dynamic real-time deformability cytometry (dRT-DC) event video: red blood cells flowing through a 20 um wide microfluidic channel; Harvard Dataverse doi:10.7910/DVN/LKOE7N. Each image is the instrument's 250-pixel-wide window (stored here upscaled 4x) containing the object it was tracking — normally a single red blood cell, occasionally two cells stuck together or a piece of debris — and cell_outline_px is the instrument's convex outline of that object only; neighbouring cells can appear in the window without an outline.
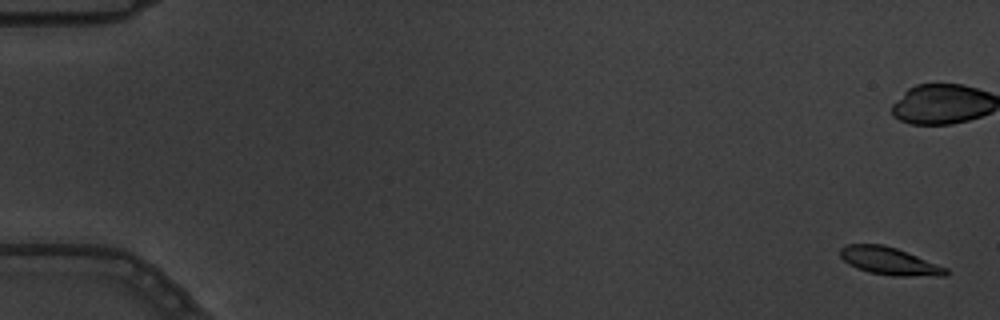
{"species": "common noctule bat (a hibernating species)", "species_latin": "Nyctalus noctula", "temperature_condition": "warm", "stored_images_in_passage": 6, "camera_frame_rate_fps": 3000, "um_per_image_px": 0.085, "animal": {"sex": "male", "body_mass_g": 19.5, "forearm_length_mm": 54.6}, "frame": {"image": 1, "passage_image": 1, "time_ms": 0.0, "image_size_px": [1000, 320], "cell_outline_px": [[948, 276], [892, 276], [868, 272], [856, 268], [848, 264], [840, 256], [840, 248], [848, 244], [884, 244], [896, 248], [948, 268]], "centroid_in_image_um": [75.59, 22.2], "position_along_channel_um": 9.4, "area_um2": 17.05}}